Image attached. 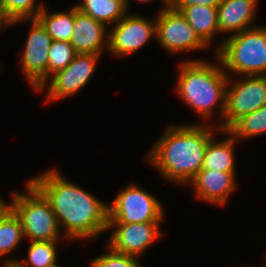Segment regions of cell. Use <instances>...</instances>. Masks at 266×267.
<instances>
[{"instance_id":"obj_18","label":"cell","mask_w":266,"mask_h":267,"mask_svg":"<svg viewBox=\"0 0 266 267\" xmlns=\"http://www.w3.org/2000/svg\"><path fill=\"white\" fill-rule=\"evenodd\" d=\"M75 6L93 19L104 23H117L128 12L124 0H82Z\"/></svg>"},{"instance_id":"obj_15","label":"cell","mask_w":266,"mask_h":267,"mask_svg":"<svg viewBox=\"0 0 266 267\" xmlns=\"http://www.w3.org/2000/svg\"><path fill=\"white\" fill-rule=\"evenodd\" d=\"M258 0H222L217 7L219 33L236 34L251 25Z\"/></svg>"},{"instance_id":"obj_2","label":"cell","mask_w":266,"mask_h":267,"mask_svg":"<svg viewBox=\"0 0 266 267\" xmlns=\"http://www.w3.org/2000/svg\"><path fill=\"white\" fill-rule=\"evenodd\" d=\"M214 130L199 124L172 125L149 150L147 160L169 181L189 184L202 168Z\"/></svg>"},{"instance_id":"obj_29","label":"cell","mask_w":266,"mask_h":267,"mask_svg":"<svg viewBox=\"0 0 266 267\" xmlns=\"http://www.w3.org/2000/svg\"><path fill=\"white\" fill-rule=\"evenodd\" d=\"M138 1L147 3V2H149L151 0H138ZM163 1H164L163 2L164 3V7H167L168 6V0H163ZM124 2H125V5H126V7L128 9V4L130 3L129 0H124Z\"/></svg>"},{"instance_id":"obj_19","label":"cell","mask_w":266,"mask_h":267,"mask_svg":"<svg viewBox=\"0 0 266 267\" xmlns=\"http://www.w3.org/2000/svg\"><path fill=\"white\" fill-rule=\"evenodd\" d=\"M36 19L43 25L52 40L70 42L74 25V6L66 12L49 13L43 9Z\"/></svg>"},{"instance_id":"obj_17","label":"cell","mask_w":266,"mask_h":267,"mask_svg":"<svg viewBox=\"0 0 266 267\" xmlns=\"http://www.w3.org/2000/svg\"><path fill=\"white\" fill-rule=\"evenodd\" d=\"M178 11L185 17L199 37L209 46L213 36L219 33L217 8L193 5L181 7Z\"/></svg>"},{"instance_id":"obj_14","label":"cell","mask_w":266,"mask_h":267,"mask_svg":"<svg viewBox=\"0 0 266 267\" xmlns=\"http://www.w3.org/2000/svg\"><path fill=\"white\" fill-rule=\"evenodd\" d=\"M235 177V173L201 169L192 179L191 184L196 197L222 206L237 187Z\"/></svg>"},{"instance_id":"obj_20","label":"cell","mask_w":266,"mask_h":267,"mask_svg":"<svg viewBox=\"0 0 266 267\" xmlns=\"http://www.w3.org/2000/svg\"><path fill=\"white\" fill-rule=\"evenodd\" d=\"M56 244L57 241H30L27 261L24 260L22 263V261L8 259L4 265L14 267H46L51 265L57 262Z\"/></svg>"},{"instance_id":"obj_28","label":"cell","mask_w":266,"mask_h":267,"mask_svg":"<svg viewBox=\"0 0 266 267\" xmlns=\"http://www.w3.org/2000/svg\"><path fill=\"white\" fill-rule=\"evenodd\" d=\"M10 209V204L5 203L0 198V218Z\"/></svg>"},{"instance_id":"obj_24","label":"cell","mask_w":266,"mask_h":267,"mask_svg":"<svg viewBox=\"0 0 266 267\" xmlns=\"http://www.w3.org/2000/svg\"><path fill=\"white\" fill-rule=\"evenodd\" d=\"M7 14L14 20V24L36 19L44 9V5L37 6L36 0H0Z\"/></svg>"},{"instance_id":"obj_16","label":"cell","mask_w":266,"mask_h":267,"mask_svg":"<svg viewBox=\"0 0 266 267\" xmlns=\"http://www.w3.org/2000/svg\"><path fill=\"white\" fill-rule=\"evenodd\" d=\"M222 132L228 134L229 137L219 142L214 141V135L209 139L201 169L236 173L233 151L236 139L229 131L223 130Z\"/></svg>"},{"instance_id":"obj_22","label":"cell","mask_w":266,"mask_h":267,"mask_svg":"<svg viewBox=\"0 0 266 267\" xmlns=\"http://www.w3.org/2000/svg\"><path fill=\"white\" fill-rule=\"evenodd\" d=\"M228 131L241 140L266 133V105L240 118Z\"/></svg>"},{"instance_id":"obj_11","label":"cell","mask_w":266,"mask_h":267,"mask_svg":"<svg viewBox=\"0 0 266 267\" xmlns=\"http://www.w3.org/2000/svg\"><path fill=\"white\" fill-rule=\"evenodd\" d=\"M100 54L77 53L73 61L50 77L47 101L72 96L87 85L93 76Z\"/></svg>"},{"instance_id":"obj_26","label":"cell","mask_w":266,"mask_h":267,"mask_svg":"<svg viewBox=\"0 0 266 267\" xmlns=\"http://www.w3.org/2000/svg\"><path fill=\"white\" fill-rule=\"evenodd\" d=\"M222 0H168V6L174 10H179L181 7L193 5H202L209 7H218Z\"/></svg>"},{"instance_id":"obj_9","label":"cell","mask_w":266,"mask_h":267,"mask_svg":"<svg viewBox=\"0 0 266 267\" xmlns=\"http://www.w3.org/2000/svg\"><path fill=\"white\" fill-rule=\"evenodd\" d=\"M31 27L22 56V71L37 92L48 81V51L52 37L37 19H30Z\"/></svg>"},{"instance_id":"obj_25","label":"cell","mask_w":266,"mask_h":267,"mask_svg":"<svg viewBox=\"0 0 266 267\" xmlns=\"http://www.w3.org/2000/svg\"><path fill=\"white\" fill-rule=\"evenodd\" d=\"M107 248L109 251L93 259L92 267H141L137 257L116 252L108 246Z\"/></svg>"},{"instance_id":"obj_8","label":"cell","mask_w":266,"mask_h":267,"mask_svg":"<svg viewBox=\"0 0 266 267\" xmlns=\"http://www.w3.org/2000/svg\"><path fill=\"white\" fill-rule=\"evenodd\" d=\"M156 39L171 53L203 49L208 45L178 10L163 7L156 16Z\"/></svg>"},{"instance_id":"obj_27","label":"cell","mask_w":266,"mask_h":267,"mask_svg":"<svg viewBox=\"0 0 266 267\" xmlns=\"http://www.w3.org/2000/svg\"><path fill=\"white\" fill-rule=\"evenodd\" d=\"M14 25V20L7 14L5 8L0 4V27Z\"/></svg>"},{"instance_id":"obj_12","label":"cell","mask_w":266,"mask_h":267,"mask_svg":"<svg viewBox=\"0 0 266 267\" xmlns=\"http://www.w3.org/2000/svg\"><path fill=\"white\" fill-rule=\"evenodd\" d=\"M160 223L108 224L110 233L109 245L112 250L139 258L141 254L163 234ZM159 228V229H158Z\"/></svg>"},{"instance_id":"obj_5","label":"cell","mask_w":266,"mask_h":267,"mask_svg":"<svg viewBox=\"0 0 266 267\" xmlns=\"http://www.w3.org/2000/svg\"><path fill=\"white\" fill-rule=\"evenodd\" d=\"M26 194L12 193L10 208L20 219L24 237L30 241H58L60 226L49 200L30 181Z\"/></svg>"},{"instance_id":"obj_3","label":"cell","mask_w":266,"mask_h":267,"mask_svg":"<svg viewBox=\"0 0 266 267\" xmlns=\"http://www.w3.org/2000/svg\"><path fill=\"white\" fill-rule=\"evenodd\" d=\"M217 62L218 66L202 60L185 61L179 65L176 91L185 104L204 119L211 116L217 104L222 119L225 111L229 76L220 61Z\"/></svg>"},{"instance_id":"obj_13","label":"cell","mask_w":266,"mask_h":267,"mask_svg":"<svg viewBox=\"0 0 266 267\" xmlns=\"http://www.w3.org/2000/svg\"><path fill=\"white\" fill-rule=\"evenodd\" d=\"M107 26L74 6V25L70 43L76 53L102 54L104 44L108 49ZM107 41V42H106Z\"/></svg>"},{"instance_id":"obj_21","label":"cell","mask_w":266,"mask_h":267,"mask_svg":"<svg viewBox=\"0 0 266 267\" xmlns=\"http://www.w3.org/2000/svg\"><path fill=\"white\" fill-rule=\"evenodd\" d=\"M22 239L24 234L20 219L10 208L0 218V257L14 250Z\"/></svg>"},{"instance_id":"obj_30","label":"cell","mask_w":266,"mask_h":267,"mask_svg":"<svg viewBox=\"0 0 266 267\" xmlns=\"http://www.w3.org/2000/svg\"><path fill=\"white\" fill-rule=\"evenodd\" d=\"M56 263H57V262H55V263H53V264H51V265H48V266H46V267H60V266L57 265Z\"/></svg>"},{"instance_id":"obj_1","label":"cell","mask_w":266,"mask_h":267,"mask_svg":"<svg viewBox=\"0 0 266 267\" xmlns=\"http://www.w3.org/2000/svg\"><path fill=\"white\" fill-rule=\"evenodd\" d=\"M30 181L49 200L68 239H88L108 231V204L67 181L56 168ZM62 226V227H61Z\"/></svg>"},{"instance_id":"obj_6","label":"cell","mask_w":266,"mask_h":267,"mask_svg":"<svg viewBox=\"0 0 266 267\" xmlns=\"http://www.w3.org/2000/svg\"><path fill=\"white\" fill-rule=\"evenodd\" d=\"M163 210L157 198L130 184L108 205V224L160 223Z\"/></svg>"},{"instance_id":"obj_7","label":"cell","mask_w":266,"mask_h":267,"mask_svg":"<svg viewBox=\"0 0 266 267\" xmlns=\"http://www.w3.org/2000/svg\"><path fill=\"white\" fill-rule=\"evenodd\" d=\"M231 83L228 79L225 111L221 119L224 121L218 124L219 131H228L240 118L266 105V76H245L244 80Z\"/></svg>"},{"instance_id":"obj_4","label":"cell","mask_w":266,"mask_h":267,"mask_svg":"<svg viewBox=\"0 0 266 267\" xmlns=\"http://www.w3.org/2000/svg\"><path fill=\"white\" fill-rule=\"evenodd\" d=\"M215 55L222 68L243 76H266V27H251L230 35Z\"/></svg>"},{"instance_id":"obj_10","label":"cell","mask_w":266,"mask_h":267,"mask_svg":"<svg viewBox=\"0 0 266 267\" xmlns=\"http://www.w3.org/2000/svg\"><path fill=\"white\" fill-rule=\"evenodd\" d=\"M156 37V18L154 22L144 16L126 14L109 31L108 49L113 55L126 56L136 52Z\"/></svg>"},{"instance_id":"obj_23","label":"cell","mask_w":266,"mask_h":267,"mask_svg":"<svg viewBox=\"0 0 266 267\" xmlns=\"http://www.w3.org/2000/svg\"><path fill=\"white\" fill-rule=\"evenodd\" d=\"M76 54L70 42L53 40L48 51V81L57 71L65 69Z\"/></svg>"}]
</instances>
